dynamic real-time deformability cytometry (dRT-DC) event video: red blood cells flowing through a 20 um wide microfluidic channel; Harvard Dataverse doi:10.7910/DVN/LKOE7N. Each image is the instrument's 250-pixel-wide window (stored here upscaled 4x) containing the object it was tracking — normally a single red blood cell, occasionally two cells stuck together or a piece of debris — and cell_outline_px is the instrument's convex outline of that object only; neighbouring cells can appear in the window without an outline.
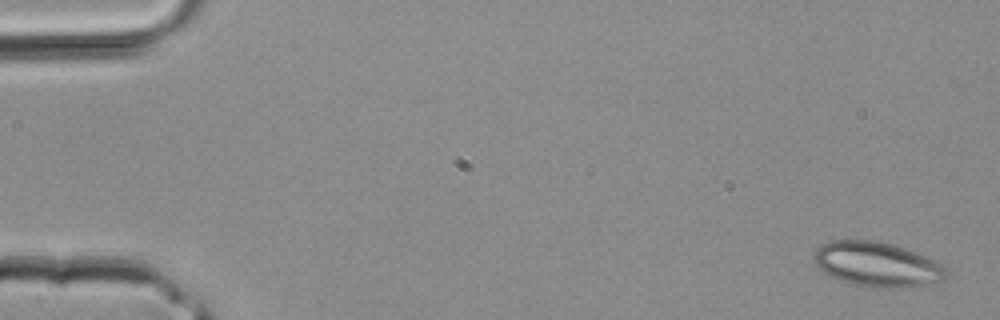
{"species": "common noctule bat (a hibernating species)", "species_latin": "Nyctalus noctula", "temperature_condition": "room temperature", "stored_images_in_passage": 2, "camera_frame_rate_fps": 3000, "um_per_image_px": 0.085, "animal": {"sex": "male", "body_mass_g": 20.4}, "frame": {"image": 1, "passage_image": 1, "time_ms": 0.0, "image_size_px": [1000, 320], "cell_outline_px": [[948, 276], [944, 280], [908, 288], [876, 288], [856, 284], [840, 280], [824, 272], [816, 264], [812, 256], [816, 248], [820, 244], [832, 240], [876, 240], [892, 244], [904, 248], [936, 260], [944, 264], [948, 272]], "centroid_in_image_um": [74.58, 22.47], "position_along_channel_um": 10.4, "area_um2": 34.74}}